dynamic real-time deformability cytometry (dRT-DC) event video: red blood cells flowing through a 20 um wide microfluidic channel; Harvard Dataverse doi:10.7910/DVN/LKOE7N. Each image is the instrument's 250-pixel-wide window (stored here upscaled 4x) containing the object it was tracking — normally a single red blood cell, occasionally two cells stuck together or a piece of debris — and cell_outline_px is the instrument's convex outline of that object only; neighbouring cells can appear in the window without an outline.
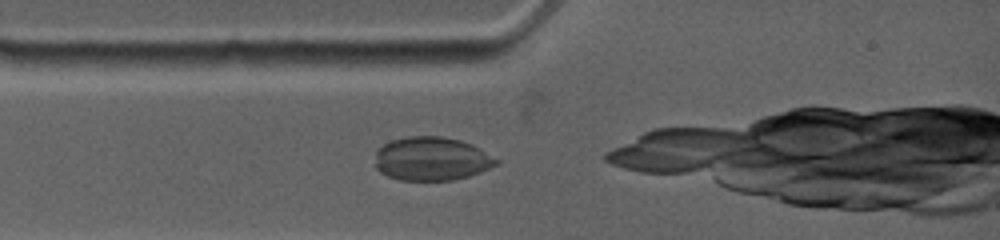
{"species": "common noctule bat (a hibernating species)", "species_latin": "Nyctalus noctula", "temperature_condition": "warm", "stored_images_in_passage": 16, "camera_frame_rate_fps": 4500, "um_per_image_px": 0.085, "animal": {"sex": "female", "body_mass_g": 19.0, "forearm_length_mm": 53.3}, "frame": {"image": 1, "passage_image": 3, "time_ms": 0.444, "image_size_px": [1000, 240], "cell_outline_px": [[500, 164], [480, 172], [468, 176], [452, 180], [400, 180], [388, 176], [380, 172], [376, 168], [376, 148], [392, 140], [408, 136], [440, 136], [460, 140], [472, 144], [480, 148], [500, 160]], "centroid_in_image_um": [36.7, 13.49], "position_along_channel_um": 48.3, "area_um2": 30.98}}
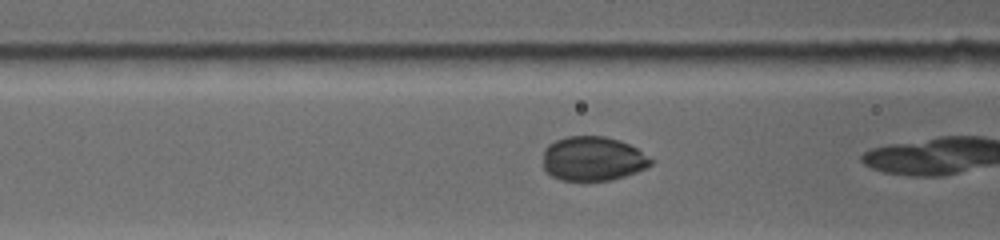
{"frame": {"image": 2, "passage_image": 10, "time_ms": 2.222, "image_size_px": [1000, 240], "cell_outline_px": [[656, 160], [652, 164], [636, 172], [612, 180], [584, 184], [560, 180], [552, 176], [544, 168], [544, 148], [548, 144], [556, 140], [568, 136], [604, 136], [620, 140], [636, 148]], "centroid_in_image_um": [50.39, 13.53], "position_along_channel_um": 116.2, "area_um2": 28.61}}
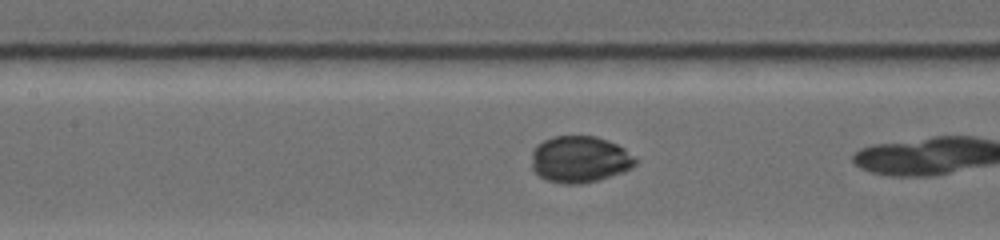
{"frame": {"image": 3, "passage_image": 14, "time_ms": 3.333, "image_size_px": [1000, 240], "cell_outline_px": [[636, 164], [632, 168], [624, 172], [596, 180], [580, 184], [560, 184], [548, 180], [540, 176], [532, 168], [532, 152], [536, 144], [552, 136], [596, 136], [608, 140], [624, 148], [636, 160]], "centroid_in_image_um": [49.26, 13.54], "position_along_channel_um": 158.1, "area_um2": 28.21}}